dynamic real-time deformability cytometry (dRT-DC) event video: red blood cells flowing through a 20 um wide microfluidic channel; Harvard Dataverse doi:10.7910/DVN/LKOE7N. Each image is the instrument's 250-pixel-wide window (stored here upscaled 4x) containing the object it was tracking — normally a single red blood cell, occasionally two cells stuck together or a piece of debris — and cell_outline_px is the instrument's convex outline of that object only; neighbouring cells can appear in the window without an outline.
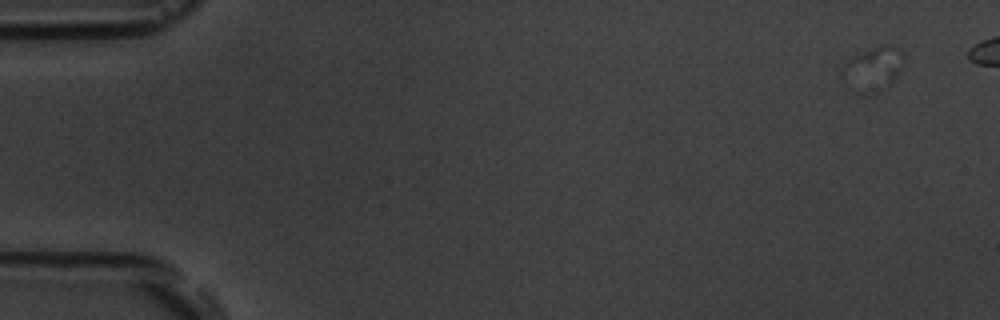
{"species": "common noctule bat (a hibernating species)", "species_latin": "Nyctalus noctula", "temperature_condition": "room temperature", "stored_images_in_passage": 9, "camera_frame_rate_fps": 3000, "um_per_image_px": 0.085, "animal": {"sex": "male", "body_mass_g": 19.5, "forearm_length_mm": 54.6}, "frame": {"image": 1, "passage_image": 1, "time_ms": 0.0, "image_size_px": [1000, 320], "cell_outline_px": [[904, 64], [896, 76], [888, 84], [840, 76], [840, 68], [852, 56], [884, 44], [888, 44], [896, 48], [904, 56]], "centroid_in_image_um": [74.34, 5.51], "position_along_channel_um": 10.7, "area_um2": 12.54}}
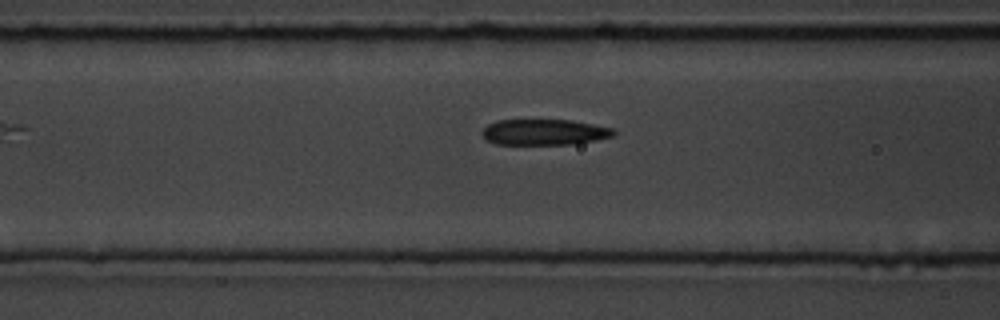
{"frame": {"image": 2, "passage_image": 9, "time_ms": 9.0, "image_size_px": [1000, 320], "cell_outline_px": [[616, 132], [612, 136], [596, 140], [572, 144], [496, 144], [488, 140], [480, 132], [488, 124], [496, 120], [572, 120], [612, 128]], "centroid_in_image_um": [46.25, 11.22], "position_along_channel_um": 120.4, "area_um2": 19.65}}